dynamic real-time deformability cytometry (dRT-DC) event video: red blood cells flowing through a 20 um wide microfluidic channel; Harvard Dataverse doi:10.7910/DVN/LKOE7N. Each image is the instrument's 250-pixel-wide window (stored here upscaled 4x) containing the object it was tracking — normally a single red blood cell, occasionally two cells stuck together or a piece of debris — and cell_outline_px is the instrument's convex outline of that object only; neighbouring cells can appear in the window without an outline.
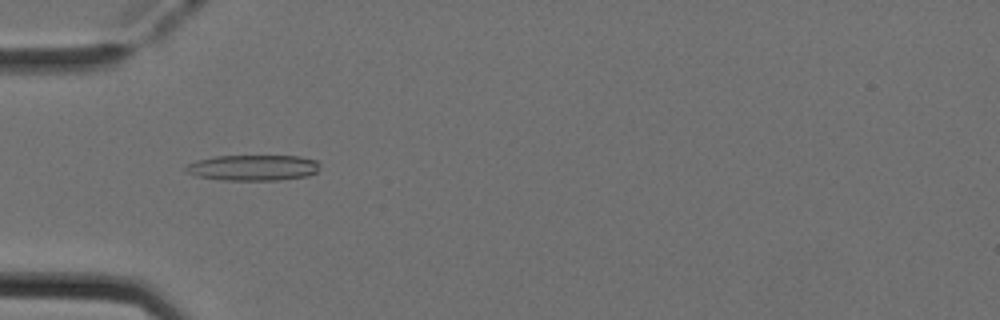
{"species": "Egyptian fruit bat (a non-hibernating species)", "species_latin": "Rousettus aegyptiacus", "temperature_condition": "cold", "stored_images_in_passage": 32, "camera_frame_rate_fps": 3000, "um_per_image_px": 0.085, "animal": {"sex": "female"}, "frame": {"image": 1, "passage_image": 5, "time_ms": 1.333, "image_size_px": [1000, 320], "cell_outline_px": [[320, 164], [316, 172], [308, 176], [276, 180], [220, 180], [196, 176], [184, 172], [184, 164], [196, 160], [216, 156], [300, 156], [316, 160]], "centroid_in_image_um": [21.45, 14.25], "position_along_channel_um": 63.6, "area_um2": 20.35}}
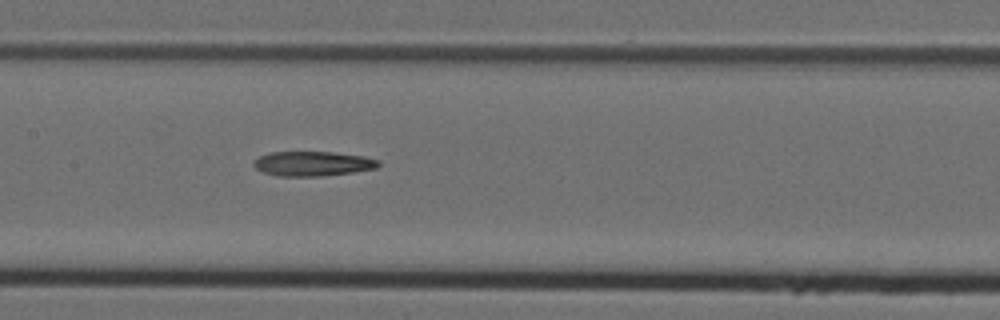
{"frame": {"image": 2, "passage_image": 14, "time_ms": 4.333, "image_size_px": [1000, 320], "cell_outline_px": [[380, 164], [376, 168], [352, 172], [320, 176], [276, 176], [264, 172], [256, 168], [252, 164], [260, 156], [272, 152], [332, 152], [364, 156], [380, 160]], "centroid_in_image_um": [26.6, 13.91], "position_along_channel_um": 180.8, "area_um2": 17.8}}
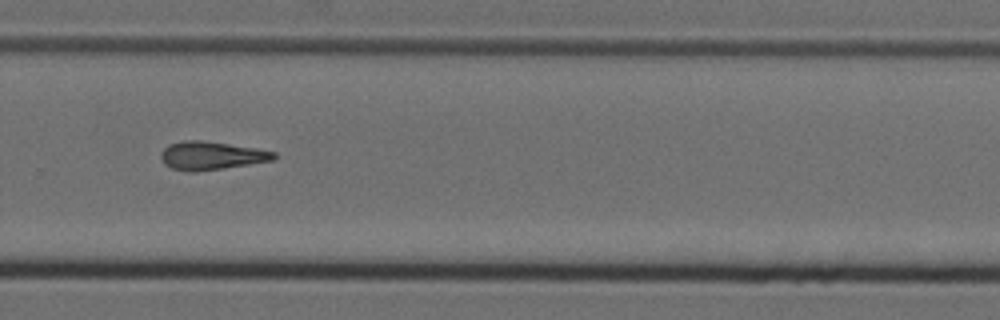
{"frame": {"image": 3, "passage_image": 24, "time_ms": 7.667, "image_size_px": [1000, 320], "cell_outline_px": [[276, 156], [272, 160], [224, 168], [196, 172], [188, 172], [172, 168], [164, 164], [160, 156], [160, 152], [168, 144], [180, 140], [200, 140], [256, 148], [276, 152]], "centroid_in_image_um": [17.9, 13.22], "position_along_channel_um": 311.9, "area_um2": 18.61}}